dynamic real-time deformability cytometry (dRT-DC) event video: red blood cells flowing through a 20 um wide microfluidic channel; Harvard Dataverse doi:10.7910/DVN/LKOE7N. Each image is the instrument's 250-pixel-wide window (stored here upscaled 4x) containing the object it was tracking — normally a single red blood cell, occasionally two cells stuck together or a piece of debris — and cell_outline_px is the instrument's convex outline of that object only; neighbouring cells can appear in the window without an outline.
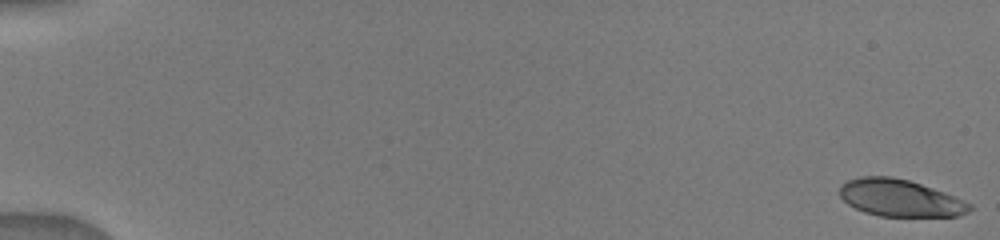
{"species": "human", "species_latin": "Homo sapiens", "temperature_condition": "warm", "stored_images_in_passage": 45, "camera_frame_rate_fps": 3000, "um_per_image_px": 0.085, "donor": {"sex": "male"}, "frame": {"image": 1, "passage_image": 1, "time_ms": 0.0, "image_size_px": [1000, 240], "cell_outline_px": [[972, 208], [968, 212], [960, 216], [880, 216], [864, 212], [848, 204], [840, 196], [840, 184], [848, 180], [860, 176], [892, 176], [908, 180], [944, 192], [972, 204]], "centroid_in_image_um": [76.49, 16.83], "position_along_channel_um": 8.5, "area_um2": 27.98}}
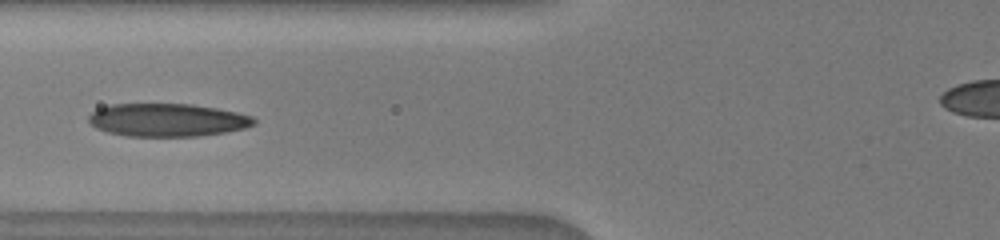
{"frame": {"image": 2, "passage_image": 18, "time_ms": 7.0, "image_size_px": [1000, 240], "cell_outline_px": [[256, 124], [244, 128], [224, 132], [196, 136], [128, 136], [108, 132], [96, 128], [88, 120], [88, 116], [96, 108], [112, 104], [192, 104], [216, 108], [236, 112], [252, 116], [256, 120]], "centroid_in_image_um": [14.21, 10.19], "position_along_channel_um": 111.6, "area_um2": 31.73}}
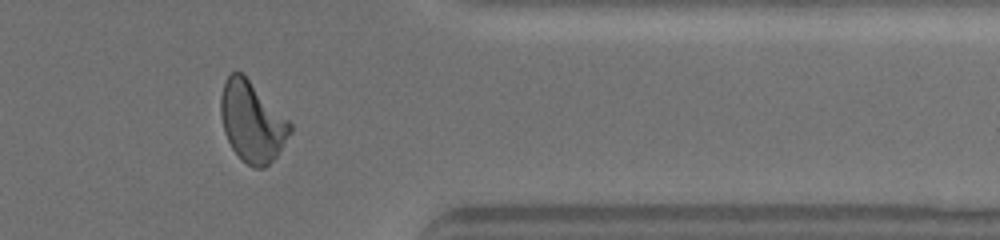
{"frame": {"image": 3, "passage_image": 39, "time_ms": 14.0, "image_size_px": [1000, 240], "cell_outline_px": [[292, 132], [276, 156], [264, 168], [252, 168], [232, 148], [224, 132], [220, 116], [220, 96], [224, 80], [232, 72], [240, 72], [292, 124]], "centroid_in_image_um": [21.4, 10.36], "position_along_channel_um": 390.0, "area_um2": 31.85}}